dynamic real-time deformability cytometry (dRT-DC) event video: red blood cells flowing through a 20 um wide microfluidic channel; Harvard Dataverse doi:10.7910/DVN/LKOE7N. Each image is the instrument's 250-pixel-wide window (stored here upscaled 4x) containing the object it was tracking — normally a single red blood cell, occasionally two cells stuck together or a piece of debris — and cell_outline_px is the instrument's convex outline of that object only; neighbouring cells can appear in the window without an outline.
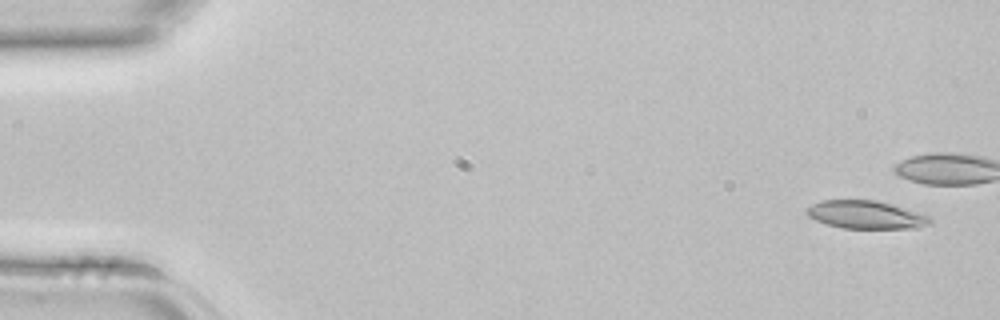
{"species": "common noctule bat (a hibernating species)", "species_latin": "Nyctalus noctula", "temperature_condition": "room temperature", "stored_images_in_passage": 6, "camera_frame_rate_fps": 3000, "um_per_image_px": 0.085, "animal": {"sex": "female", "body_mass_g": 22.7, "forearm_length_mm": 54.2}, "frame": {"image": 1, "passage_image": 1, "time_ms": 0.0, "image_size_px": [1000, 320], "cell_outline_px": [[932, 224], [920, 228], [840, 228], [816, 220], [808, 216], [804, 212], [812, 204], [820, 200], [876, 200], [892, 204], [932, 216]], "centroid_in_image_um": [73.65, 18.25], "position_along_channel_um": 11.3, "area_um2": 20.35}}
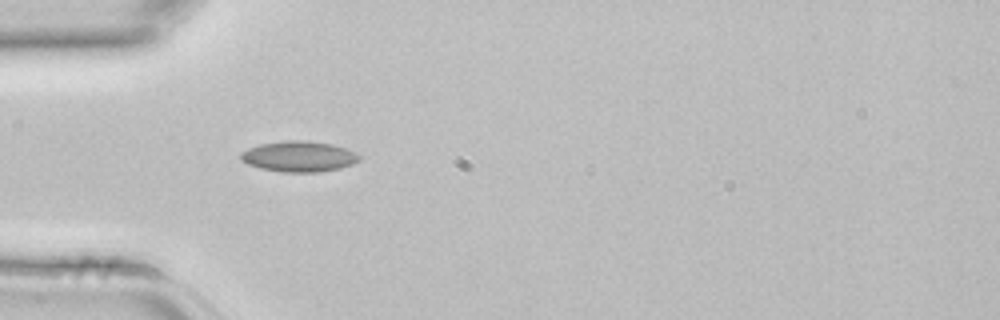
{"frame": {"image": 2, "passage_image": 5, "time_ms": 1.333, "image_size_px": [1000, 320], "cell_outline_px": [[360, 160], [352, 164], [340, 168], [320, 172], [284, 172], [260, 168], [248, 164], [240, 160], [240, 152], [248, 148], [260, 144], [288, 140], [300, 140], [332, 144], [356, 152], [360, 156]], "centroid_in_image_um": [25.39, 13.3], "position_along_channel_um": 59.6, "area_um2": 21.15}}